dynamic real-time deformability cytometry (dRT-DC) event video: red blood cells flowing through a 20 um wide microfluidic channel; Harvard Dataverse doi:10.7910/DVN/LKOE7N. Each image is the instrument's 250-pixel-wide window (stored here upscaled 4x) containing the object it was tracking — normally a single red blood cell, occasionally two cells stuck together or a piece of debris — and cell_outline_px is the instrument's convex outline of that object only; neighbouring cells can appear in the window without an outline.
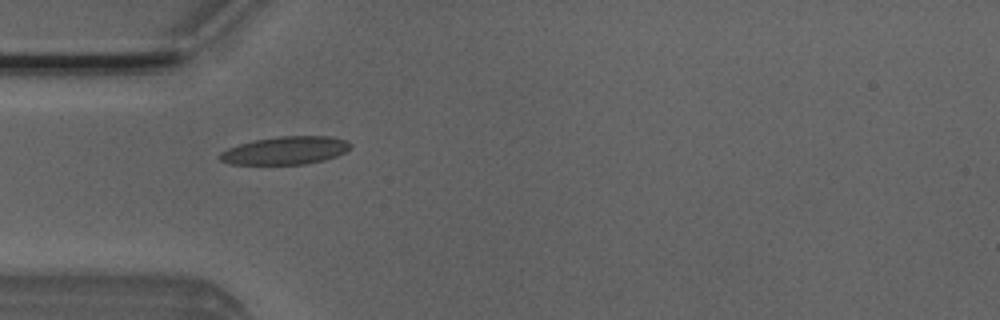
{"species": "Egyptian fruit bat (a non-hibernating species)", "species_latin": "Rousettus aegyptiacus", "temperature_condition": "room temperature", "stored_images_in_passage": 3, "camera_frame_rate_fps": 3000, "um_per_image_px": 0.085, "animal": {"sex": "male"}, "frame": {"image": 1, "passage_image": 2, "time_ms": 0.333, "image_size_px": [1000, 320], "cell_outline_px": [[352, 144], [344, 152], [336, 156], [324, 160], [304, 164], [228, 164], [220, 160], [216, 156], [220, 152], [228, 148], [240, 144], [256, 140], [276, 136], [328, 136], [348, 140]], "centroid_in_image_um": [24.23, 12.79], "position_along_channel_um": 60.8, "area_um2": 21.27}}